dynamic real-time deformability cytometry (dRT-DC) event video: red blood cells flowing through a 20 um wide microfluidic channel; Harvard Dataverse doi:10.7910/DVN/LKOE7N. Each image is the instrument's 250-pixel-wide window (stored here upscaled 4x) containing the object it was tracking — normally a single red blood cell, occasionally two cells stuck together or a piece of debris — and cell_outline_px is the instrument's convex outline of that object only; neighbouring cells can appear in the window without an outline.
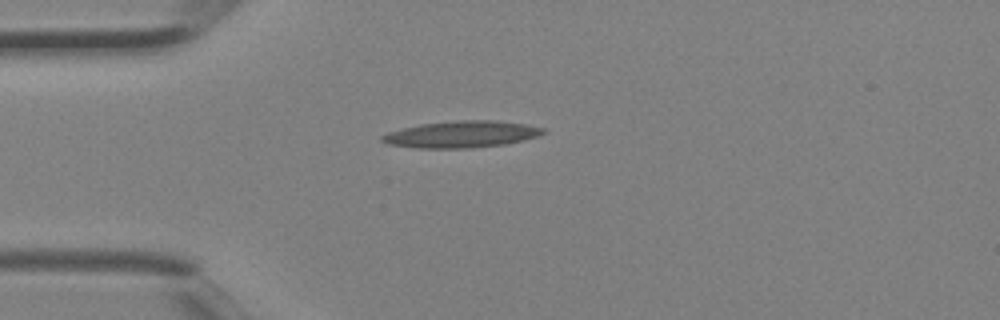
{"species": "Egyptian fruit bat (a non-hibernating species)", "species_latin": "Rousettus aegyptiacus", "temperature_condition": "room temperature", "stored_images_in_passage": 1, "camera_frame_rate_fps": 3000, "um_per_image_px": 0.085, "animal": {"sex": "female"}, "frame": {"image": 1, "passage_image": 1, "time_ms": 0.0, "image_size_px": [1000, 320], "cell_outline_px": [[544, 132], [536, 136], [524, 140], [504, 144], [472, 148], [416, 148], [388, 144], [380, 140], [380, 136], [388, 132], [420, 124], [456, 120], [496, 120], [528, 124], [544, 128]], "centroid_in_image_um": [39.22, 11.41], "position_along_channel_um": 45.8, "area_um2": 25.09}}